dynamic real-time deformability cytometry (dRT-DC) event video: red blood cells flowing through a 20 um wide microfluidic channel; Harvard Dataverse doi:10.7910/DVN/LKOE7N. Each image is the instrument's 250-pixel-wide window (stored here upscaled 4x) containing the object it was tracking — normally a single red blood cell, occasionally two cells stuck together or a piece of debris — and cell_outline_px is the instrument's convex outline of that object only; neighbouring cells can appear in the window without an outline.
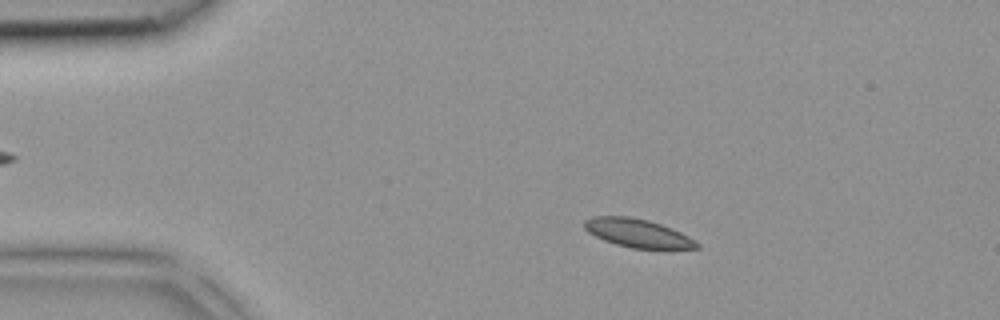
{"species": "common noctule bat (a hibernating species)", "species_latin": "Nyctalus noctula", "temperature_condition": "room temperature", "stored_images_in_passage": 42, "camera_frame_rate_fps": 3000, "um_per_image_px": 0.085, "animal": {"sex": "female", "body_mass_g": 18.4}, "frame": {"image": 1, "passage_image": 7, "time_ms": 2.0, "image_size_px": [1000, 320], "cell_outline_px": [[700, 248], [632, 248], [616, 244], [604, 240], [588, 232], [584, 228], [584, 220], [592, 216], [628, 216], [648, 220], [672, 228], [688, 236], [700, 244]], "centroid_in_image_um": [54.18, 19.8], "position_along_channel_um": 30.8, "area_um2": 18.44}}
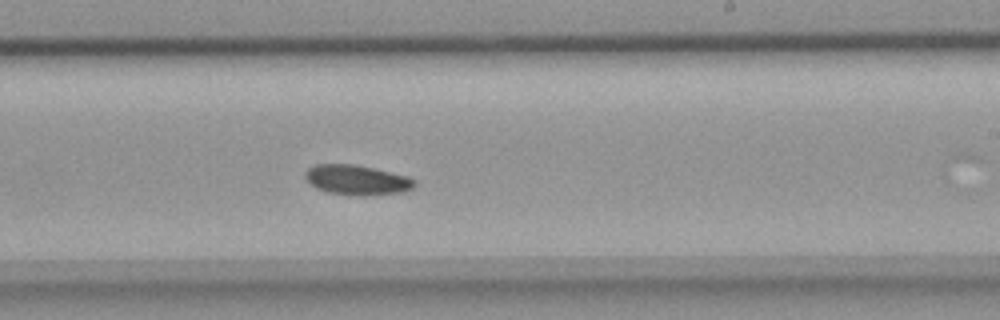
{"frame": {"image": 2, "passage_image": 25, "time_ms": 8.0, "image_size_px": [1000, 320], "cell_outline_px": [[416, 184], [412, 188], [404, 192], [364, 196], [360, 196], [328, 192], [316, 188], [304, 176], [304, 172], [308, 168], [316, 164], [352, 164], [372, 168], [408, 176], [416, 180]], "centroid_in_image_um": [30.35, 15.3], "position_along_channel_um": 258.6, "area_um2": 19.02}}
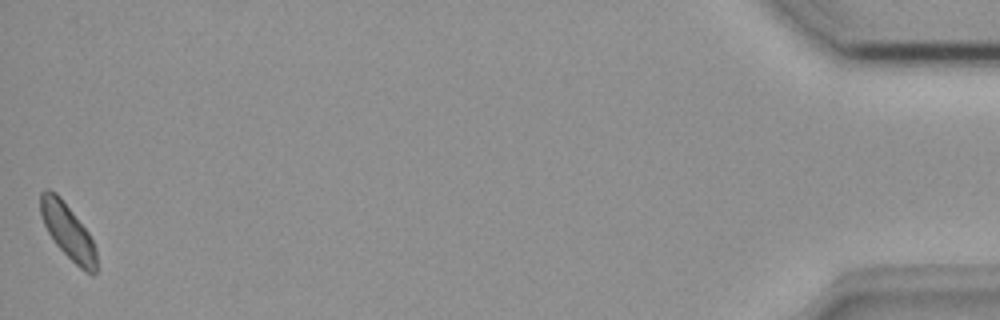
{"frame": {"image": 3, "passage_image": 42, "time_ms": 13.667, "image_size_px": [1000, 320], "cell_outline_px": [[96, 272], [92, 276], [84, 272], [56, 244], [48, 232], [40, 216], [40, 192], [44, 188], [48, 188], [56, 192], [60, 196], [88, 232], [96, 248]], "centroid_in_image_um": [5.75, 19.64], "position_along_channel_um": 429.4, "area_um2": 17.98}}